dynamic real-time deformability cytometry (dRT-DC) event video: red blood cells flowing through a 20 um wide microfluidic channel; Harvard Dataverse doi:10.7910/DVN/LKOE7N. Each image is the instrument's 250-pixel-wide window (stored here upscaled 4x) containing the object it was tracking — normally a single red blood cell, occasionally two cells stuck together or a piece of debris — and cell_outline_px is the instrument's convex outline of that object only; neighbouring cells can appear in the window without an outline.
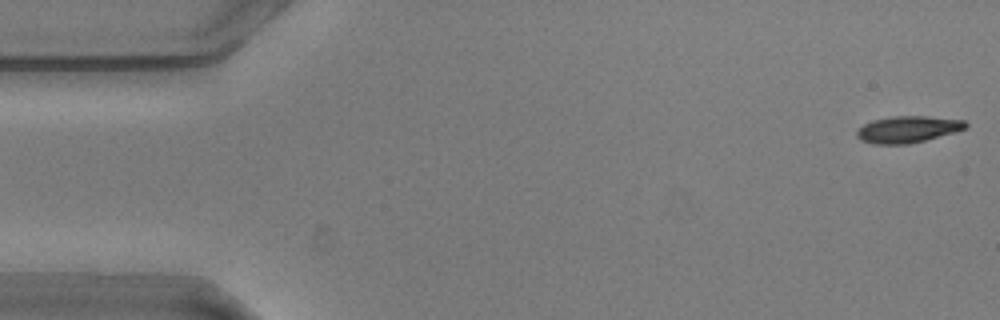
{"species": "common noctule bat (a hibernating species)", "species_latin": "Nyctalus noctula", "temperature_condition": "warm", "stored_images_in_passage": 56, "camera_frame_rate_fps": 3000, "um_per_image_px": 0.085, "animal": {"sex": "male", "body_mass_g": 20.5, "forearm_length_mm": 52.5}, "frame": {"image": 1, "passage_image": 1, "time_ms": 0.0, "image_size_px": [1000, 320], "cell_outline_px": [[968, 124], [964, 128], [956, 132], [908, 144], [876, 144], [860, 140], [856, 136], [856, 132], [864, 124], [872, 120], [892, 116], [924, 116], [964, 120]], "centroid_in_image_um": [77.14, 10.99], "position_along_channel_um": 7.9, "area_um2": 16.76}}
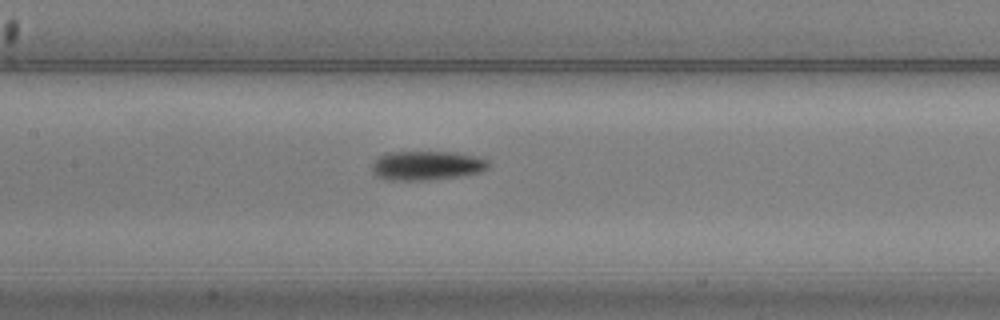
{"frame": {"image": 2, "passage_image": 25, "time_ms": 8.0, "image_size_px": [1000, 320], "cell_outline_px": [[488, 168], [480, 172], [460, 176], [428, 180], [388, 180], [376, 176], [372, 172], [372, 164], [384, 152], [456, 152], [488, 160]], "centroid_in_image_um": [36.24, 14.07], "position_along_channel_um": 171.2, "area_um2": 19.77}}
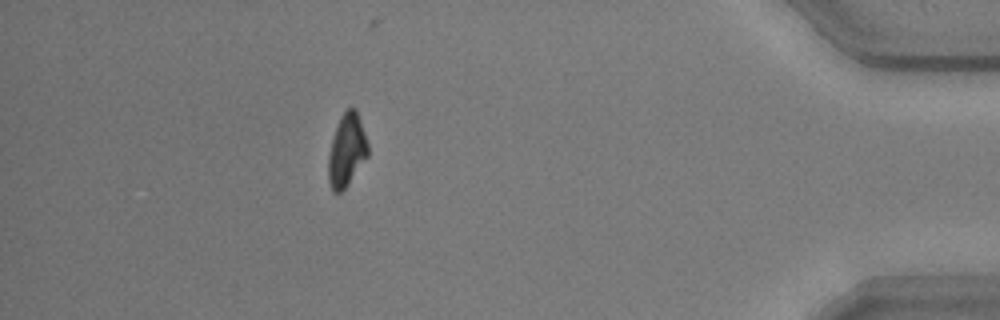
{"frame": {"image": 3, "passage_image": 49, "time_ms": 16.0, "image_size_px": [1000, 320], "cell_outline_px": [[368, 156], [348, 184], [340, 192], [332, 192], [328, 180], [328, 156], [332, 140], [340, 116], [348, 108], [356, 108], [368, 144]], "centroid_in_image_um": [29.46, 12.79], "position_along_channel_um": 405.7, "area_um2": 16.59}, "authors_computed_cell_mechanics": {"area_um2": 17.8024, "velocity_mm_per_s": 3.6039, "shape_relaxation_time_tau1_ms": 2.5206, "shape_relaxation_time_tau2_ms": null, "deformation_change_tau1": 0.1377, "deformation_change_tau2": null}}